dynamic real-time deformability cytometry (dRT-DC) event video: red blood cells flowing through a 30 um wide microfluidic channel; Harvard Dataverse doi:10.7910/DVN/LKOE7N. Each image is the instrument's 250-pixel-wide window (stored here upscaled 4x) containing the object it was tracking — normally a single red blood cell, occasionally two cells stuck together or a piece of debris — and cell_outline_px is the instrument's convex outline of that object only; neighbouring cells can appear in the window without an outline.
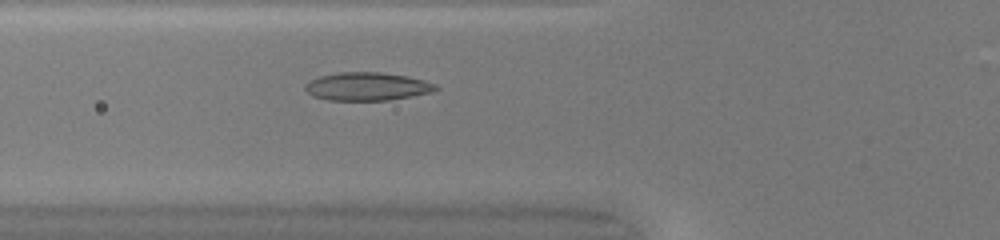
{"species": "common noctule bat (a hibernating species)", "species_latin": "Nyctalus noctula", "temperature_condition": "warm", "stored_images_in_passage": 44, "camera_frame_rate_fps": 3000, "um_per_image_px": 0.085, "animal": {"sex": "female", "body_mass_g": 20.0, "forearm_length_mm": 54.0}, "frame": {"image": 1, "passage_image": 13, "time_ms": 4.0, "image_size_px": [1000, 240], "cell_outline_px": [[440, 88], [432, 92], [388, 100], [328, 100], [312, 96], [304, 88], [304, 84], [320, 76], [340, 72], [380, 72], [408, 76], [424, 80], [436, 84]], "centroid_in_image_um": [31.22, 7.35], "position_along_channel_um": 94.6, "area_um2": 21.39}}
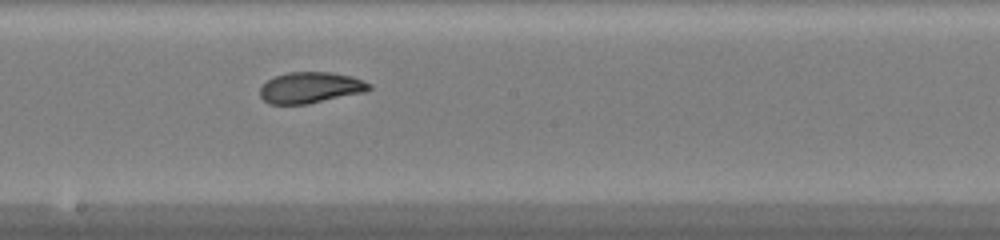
{"frame": {"image": 2, "passage_image": 22, "time_ms": 7.0, "image_size_px": [1000, 240], "cell_outline_px": [[372, 88], [364, 92], [308, 104], [268, 104], [260, 96], [260, 88], [268, 80], [276, 76], [288, 72], [328, 72], [352, 76], [372, 84]], "centroid_in_image_um": [26.39, 7.45], "position_along_channel_um": 221.8, "area_um2": 19.71}}
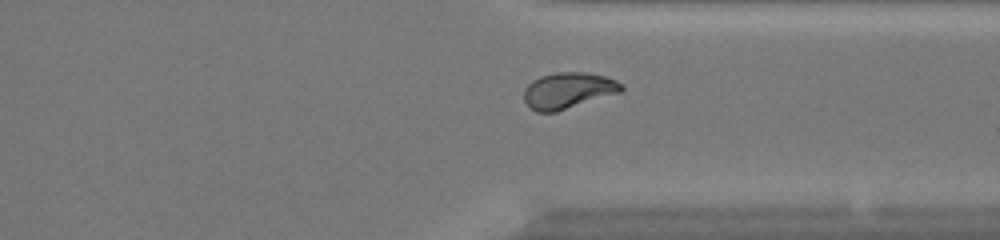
{"frame": {"image": 3, "passage_image": 32, "time_ms": 10.333, "image_size_px": [1000, 240], "cell_outline_px": [[624, 88], [620, 92], [556, 112], [536, 112], [524, 100], [524, 88], [532, 80], [540, 76], [556, 72], [584, 72], [604, 76], [616, 80], [624, 84]], "centroid_in_image_um": [48.29, 7.68], "position_along_channel_um": 363.1, "area_um2": 20.46}, "authors_computed_cell_mechanics": {"area_um2": 20.4612, "velocity_mm_per_s": 4.2388, "shape_relaxation_time_tau1_ms": null, "shape_relaxation_time_tau2_ms": 0.8621, "deformation_change_tau1": null, "deformation_change_tau2": 0.0433}}